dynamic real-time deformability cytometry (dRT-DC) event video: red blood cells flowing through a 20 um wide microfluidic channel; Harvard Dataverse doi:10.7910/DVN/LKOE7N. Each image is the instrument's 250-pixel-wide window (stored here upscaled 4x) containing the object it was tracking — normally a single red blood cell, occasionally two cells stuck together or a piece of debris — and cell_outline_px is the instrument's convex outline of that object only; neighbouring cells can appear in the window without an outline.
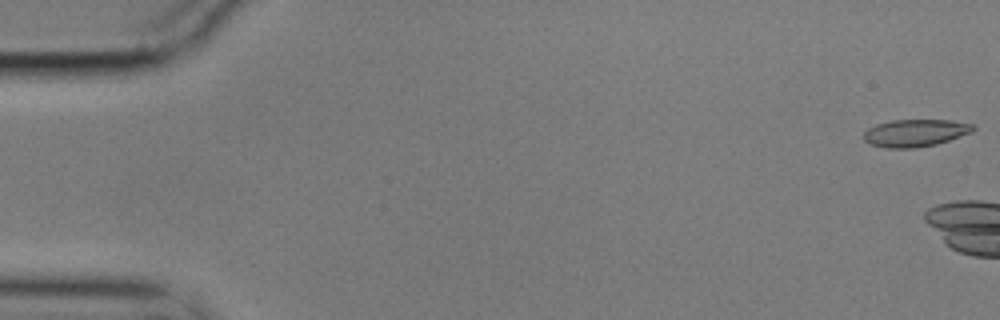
{"species": "common noctule bat (a hibernating species)", "species_latin": "Nyctalus noctula", "temperature_condition": "cold", "stored_images_in_passage": 15, "camera_frame_rate_fps": 3000, "um_per_image_px": 0.085, "animal": {"sex": "male", "body_mass_g": 17.9}, "frame": {"image": 1, "passage_image": 1, "time_ms": 0.0, "image_size_px": [1000, 320], "cell_outline_px": [[976, 128], [972, 132], [936, 144], [916, 148], [884, 148], [872, 144], [864, 140], [864, 132], [868, 128], [876, 124], [892, 120], [952, 120], [976, 124]], "centroid_in_image_um": [77.82, 11.29], "position_along_channel_um": 7.2, "area_um2": 17.51}}